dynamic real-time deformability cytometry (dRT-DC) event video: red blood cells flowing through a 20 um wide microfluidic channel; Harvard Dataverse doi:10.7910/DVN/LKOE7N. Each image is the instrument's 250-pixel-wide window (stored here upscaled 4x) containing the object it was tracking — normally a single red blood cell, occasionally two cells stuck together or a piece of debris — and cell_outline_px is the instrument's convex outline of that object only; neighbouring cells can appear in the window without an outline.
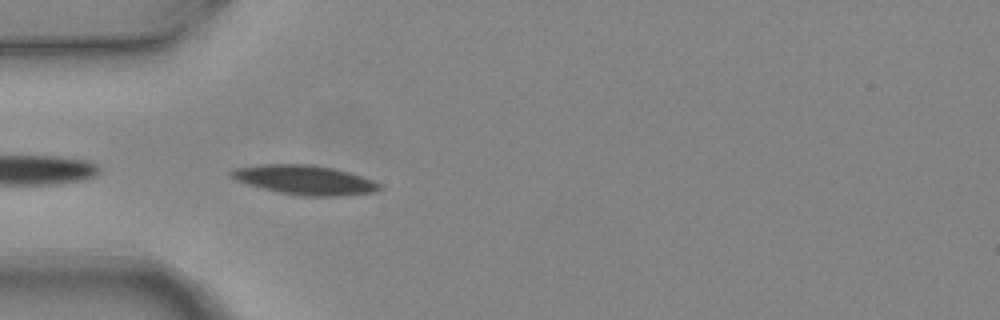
{"species": "common noctule bat (a hibernating species)", "species_latin": "Nyctalus noctula", "temperature_condition": "warm", "stored_images_in_passage": 4, "camera_frame_rate_fps": 3000, "um_per_image_px": 0.085, "animal": {"sex": "female", "body_mass_g": 24.6, "forearm_length_mm": 56.2}, "frame": {"image": 1, "passage_image": 4, "time_ms": 1.0, "image_size_px": [1000, 320], "cell_outline_px": [[384, 188], [376, 192], [344, 196], [300, 196], [280, 192], [248, 184], [236, 180], [228, 176], [228, 172], [232, 168], [260, 164], [312, 164], [332, 168], [348, 172], [372, 180], [380, 184]], "centroid_in_image_um": [25.89, 15.29], "position_along_channel_um": 59.1, "area_um2": 25.55}}